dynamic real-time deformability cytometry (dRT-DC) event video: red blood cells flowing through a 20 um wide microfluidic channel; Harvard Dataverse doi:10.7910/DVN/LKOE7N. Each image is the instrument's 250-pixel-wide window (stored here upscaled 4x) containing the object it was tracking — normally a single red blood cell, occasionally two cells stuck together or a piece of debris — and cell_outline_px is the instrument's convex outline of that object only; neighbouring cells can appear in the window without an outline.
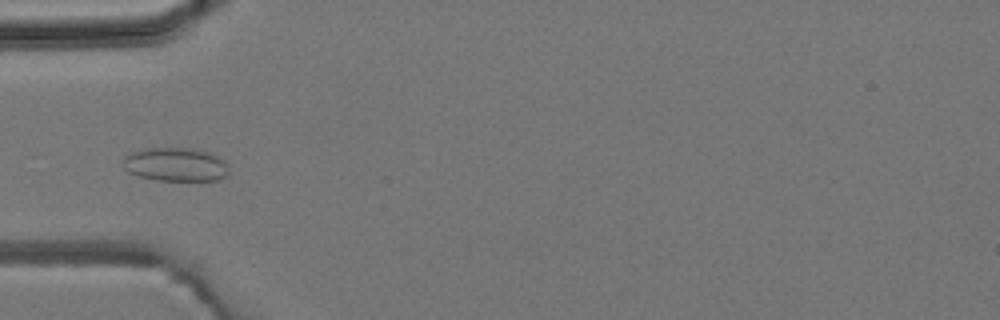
{"species": "common noctule bat (a hibernating species)", "species_latin": "Nyctalus noctula", "temperature_condition": "room temperature", "stored_images_in_passage": 6, "camera_frame_rate_fps": 3000, "um_per_image_px": 0.085, "animal": {"sex": "male", "body_mass_g": 19.2, "forearm_length_mm": 51.8}, "frame": {"image": 1, "passage_image": 5, "time_ms": 4.667, "image_size_px": [1000, 320], "cell_outline_px": [[228, 172], [224, 176], [216, 180], [156, 180], [140, 176], [128, 172], [124, 168], [124, 156], [132, 152], [148, 148], [188, 148], [208, 152], [224, 160]], "centroid_in_image_um": [14.89, 13.98], "position_along_channel_um": 70.1, "area_um2": 20.4}}